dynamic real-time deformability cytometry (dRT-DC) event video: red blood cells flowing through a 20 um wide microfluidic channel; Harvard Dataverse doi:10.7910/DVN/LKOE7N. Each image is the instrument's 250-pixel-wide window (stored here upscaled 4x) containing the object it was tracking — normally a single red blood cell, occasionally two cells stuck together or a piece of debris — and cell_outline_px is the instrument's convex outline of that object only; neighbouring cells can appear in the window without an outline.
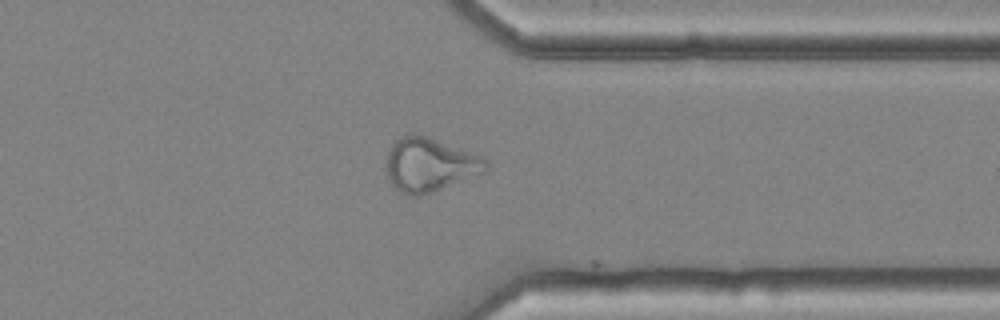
{"species": "common noctule bat (a hibernating species)", "species_latin": "Nyctalus noctula", "temperature_condition": "cold", "stored_images_in_passage": 45, "camera_frame_rate_fps": 3000, "um_per_image_px": 0.085, "animal": {"sex": "female", "body_mass_g": 25.1}, "frame": {"image": 1, "passage_image": 44, "time_ms": 14.333, "image_size_px": [1000, 320], "cell_outline_px": [[488, 172], [432, 192], [420, 196], [408, 196], [400, 192], [392, 184], [388, 176], [388, 152], [392, 144], [396, 140], [408, 132], [412, 132], [428, 136], [484, 156], [488, 160]], "centroid_in_image_um": [36.59, 13.99], "position_along_channel_um": 374.8, "area_um2": 31.62}}